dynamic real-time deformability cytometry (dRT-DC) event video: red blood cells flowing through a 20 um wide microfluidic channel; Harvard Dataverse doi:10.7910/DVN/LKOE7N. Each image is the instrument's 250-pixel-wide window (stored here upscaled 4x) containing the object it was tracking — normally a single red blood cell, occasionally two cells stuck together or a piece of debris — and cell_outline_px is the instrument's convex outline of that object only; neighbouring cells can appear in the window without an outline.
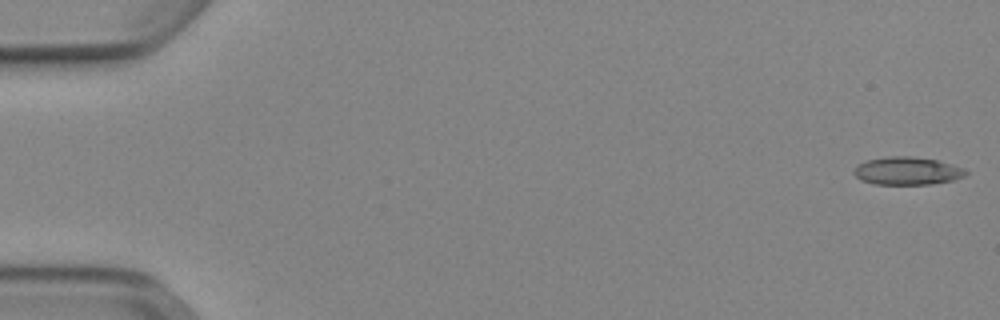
{"species": "Egyptian fruit bat (a non-hibernating species)", "species_latin": "Rousettus aegyptiacus", "temperature_condition": "cold", "stored_images_in_passage": 52, "camera_frame_rate_fps": 3000, "um_per_image_px": 0.085, "animal": {"sex": "female"}, "frame": {"image": 1, "passage_image": 1, "time_ms": 0.0, "image_size_px": [1000, 320], "cell_outline_px": [[968, 172], [964, 176], [952, 180], [932, 184], [872, 184], [860, 180], [852, 172], [860, 164], [868, 160], [888, 156], [912, 156], [936, 160], [964, 168]], "centroid_in_image_um": [77.11, 14.53], "position_along_channel_um": 7.9, "area_um2": 18.03}}
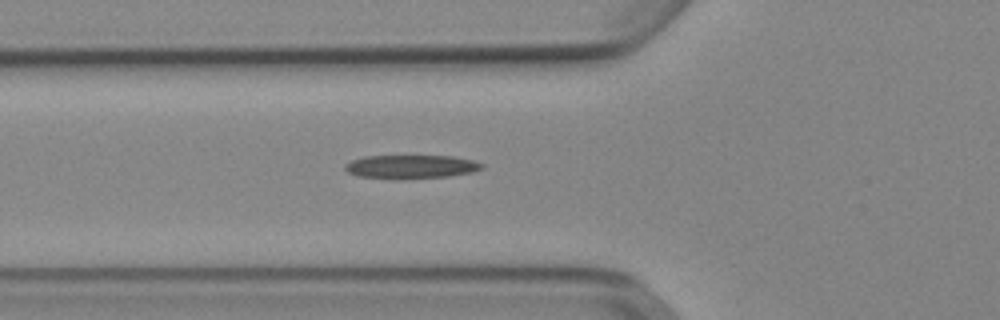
{"frame": {"image": 2, "passage_image": 19, "time_ms": 6.0, "image_size_px": [1000, 320], "cell_outline_px": [[484, 168], [472, 172], [448, 176], [396, 180], [360, 176], [348, 172], [344, 168], [344, 164], [352, 160], [364, 156], [452, 156], [472, 160], [484, 164]], "centroid_in_image_um": [34.92, 14.18], "position_along_channel_um": 90.9, "area_um2": 18.96}}
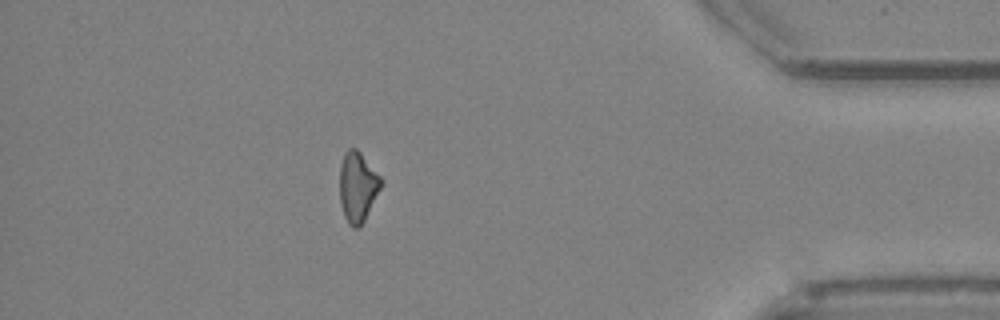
{"frame": {"image": 3, "passage_image": 46, "time_ms": 15.0, "image_size_px": [1000, 320], "cell_outline_px": [[380, 188], [360, 228], [352, 228], [348, 224], [344, 216], [340, 204], [340, 164], [344, 152], [348, 148], [356, 148], [360, 152], [380, 176]], "centroid_in_image_um": [30.36, 15.89], "position_along_channel_um": 404.8, "area_um2": 16.7}}